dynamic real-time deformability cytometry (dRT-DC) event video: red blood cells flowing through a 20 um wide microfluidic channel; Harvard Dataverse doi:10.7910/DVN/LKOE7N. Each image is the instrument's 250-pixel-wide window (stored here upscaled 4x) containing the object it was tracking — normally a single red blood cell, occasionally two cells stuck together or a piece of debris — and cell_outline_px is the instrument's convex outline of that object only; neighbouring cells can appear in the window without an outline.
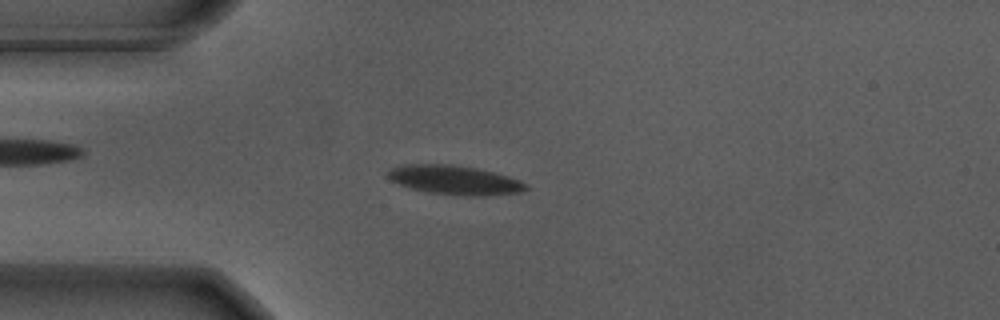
{"species": "Egyptian fruit bat (a non-hibernating species)", "species_latin": "Rousettus aegyptiacus", "temperature_condition": "warm", "stored_images_in_passage": 54, "camera_frame_rate_fps": 3000, "um_per_image_px": 0.085, "animal": {"sex": "male"}, "frame": {"image": 1, "passage_image": 13, "time_ms": 4.0, "image_size_px": [1000, 320], "cell_outline_px": [[528, 188], [524, 192], [488, 196], [468, 196], [428, 192], [412, 188], [400, 184], [392, 180], [388, 176], [388, 172], [392, 168], [404, 164], [452, 164], [476, 168], [508, 176], [520, 180], [528, 184]], "centroid_in_image_um": [38.72, 15.31], "position_along_channel_um": 46.3, "area_um2": 23.41}}
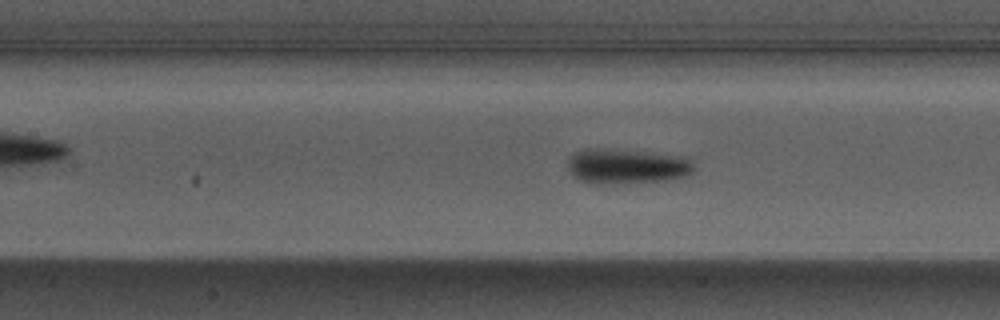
{"frame": {"image": 2, "passage_image": 23, "time_ms": 7.333, "image_size_px": [1000, 320], "cell_outline_px": [[696, 168], [688, 176], [664, 180], [600, 184], [580, 180], [572, 176], [568, 168], [568, 156], [572, 152], [584, 148], [604, 148], [688, 156]], "centroid_in_image_um": [53.26, 14.1], "position_along_channel_um": 154.1, "area_um2": 26.07}}
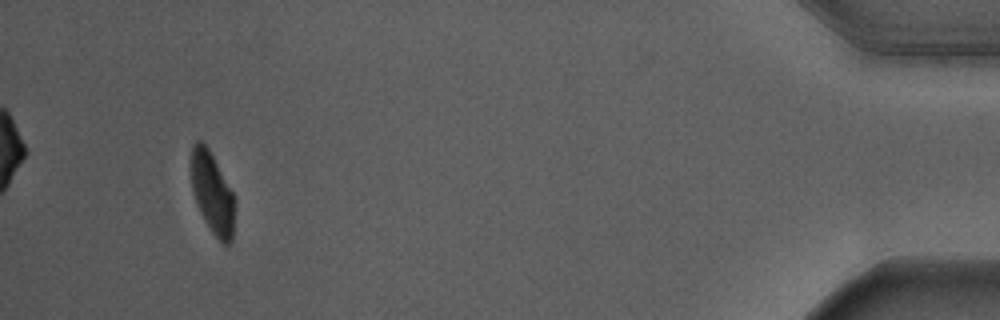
{"frame": {"image": 3, "passage_image": 51, "time_ms": 16.667, "image_size_px": [1000, 320], "cell_outline_px": [[236, 200], [232, 240], [228, 244], [224, 244], [212, 232], [204, 220], [200, 212], [192, 192], [192, 144], [196, 140], [200, 140], [208, 148], [236, 196]], "centroid_in_image_um": [18.08, 16.42], "position_along_channel_um": 417.1, "area_um2": 20.75}, "authors_computed_cell_mechanics": {"area_um2": 23.409, "velocity_mm_per_s": 3.6604, "shape_relaxation_time_tau1_ms": 2.1532, "shape_relaxation_time_tau2_ms": null, "deformation_change_tau1": 0.172, "deformation_change_tau2": null}}